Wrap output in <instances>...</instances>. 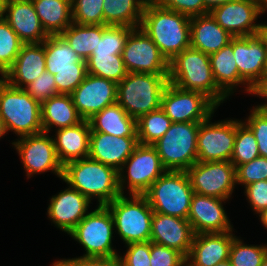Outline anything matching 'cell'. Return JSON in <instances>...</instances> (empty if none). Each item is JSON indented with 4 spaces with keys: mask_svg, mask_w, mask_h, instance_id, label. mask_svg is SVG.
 Returning <instances> with one entry per match:
<instances>
[{
    "mask_svg": "<svg viewBox=\"0 0 267 266\" xmlns=\"http://www.w3.org/2000/svg\"><path fill=\"white\" fill-rule=\"evenodd\" d=\"M190 19L191 17L185 14L163 8L148 0L140 28L170 62L176 55L190 47Z\"/></svg>",
    "mask_w": 267,
    "mask_h": 266,
    "instance_id": "obj_1",
    "label": "cell"
},
{
    "mask_svg": "<svg viewBox=\"0 0 267 266\" xmlns=\"http://www.w3.org/2000/svg\"><path fill=\"white\" fill-rule=\"evenodd\" d=\"M118 171L111 166L86 157L70 161L63 166L62 179L90 201L107 205L121 195Z\"/></svg>",
    "mask_w": 267,
    "mask_h": 266,
    "instance_id": "obj_2",
    "label": "cell"
},
{
    "mask_svg": "<svg viewBox=\"0 0 267 266\" xmlns=\"http://www.w3.org/2000/svg\"><path fill=\"white\" fill-rule=\"evenodd\" d=\"M168 82L184 90L201 92L218 107L229 98L215 83L209 54L191 47L169 62Z\"/></svg>",
    "mask_w": 267,
    "mask_h": 266,
    "instance_id": "obj_3",
    "label": "cell"
},
{
    "mask_svg": "<svg viewBox=\"0 0 267 266\" xmlns=\"http://www.w3.org/2000/svg\"><path fill=\"white\" fill-rule=\"evenodd\" d=\"M168 74L128 73L117 83V103L138 120L142 115L161 108Z\"/></svg>",
    "mask_w": 267,
    "mask_h": 266,
    "instance_id": "obj_4",
    "label": "cell"
},
{
    "mask_svg": "<svg viewBox=\"0 0 267 266\" xmlns=\"http://www.w3.org/2000/svg\"><path fill=\"white\" fill-rule=\"evenodd\" d=\"M0 118L7 133L14 132L18 138L43 132L41 104L22 88L0 80Z\"/></svg>",
    "mask_w": 267,
    "mask_h": 266,
    "instance_id": "obj_5",
    "label": "cell"
},
{
    "mask_svg": "<svg viewBox=\"0 0 267 266\" xmlns=\"http://www.w3.org/2000/svg\"><path fill=\"white\" fill-rule=\"evenodd\" d=\"M106 206L113 216L115 233L125 245L150 241L154 211L144 195L121 194Z\"/></svg>",
    "mask_w": 267,
    "mask_h": 266,
    "instance_id": "obj_6",
    "label": "cell"
},
{
    "mask_svg": "<svg viewBox=\"0 0 267 266\" xmlns=\"http://www.w3.org/2000/svg\"><path fill=\"white\" fill-rule=\"evenodd\" d=\"M193 194L186 171H166L143 195L154 212L187 219Z\"/></svg>",
    "mask_w": 267,
    "mask_h": 266,
    "instance_id": "obj_7",
    "label": "cell"
},
{
    "mask_svg": "<svg viewBox=\"0 0 267 266\" xmlns=\"http://www.w3.org/2000/svg\"><path fill=\"white\" fill-rule=\"evenodd\" d=\"M200 122L172 123L153 146L167 171H187L197 162V135Z\"/></svg>",
    "mask_w": 267,
    "mask_h": 266,
    "instance_id": "obj_8",
    "label": "cell"
},
{
    "mask_svg": "<svg viewBox=\"0 0 267 266\" xmlns=\"http://www.w3.org/2000/svg\"><path fill=\"white\" fill-rule=\"evenodd\" d=\"M114 220L106 205H97L68 234L86 251L83 257H113Z\"/></svg>",
    "mask_w": 267,
    "mask_h": 266,
    "instance_id": "obj_9",
    "label": "cell"
},
{
    "mask_svg": "<svg viewBox=\"0 0 267 266\" xmlns=\"http://www.w3.org/2000/svg\"><path fill=\"white\" fill-rule=\"evenodd\" d=\"M166 171L155 147L139 143L118 171L120 192L143 195Z\"/></svg>",
    "mask_w": 267,
    "mask_h": 266,
    "instance_id": "obj_10",
    "label": "cell"
},
{
    "mask_svg": "<svg viewBox=\"0 0 267 266\" xmlns=\"http://www.w3.org/2000/svg\"><path fill=\"white\" fill-rule=\"evenodd\" d=\"M46 132L22 136L12 142L27 178L34 174L53 172L62 179L63 165L59 161L52 136Z\"/></svg>",
    "mask_w": 267,
    "mask_h": 266,
    "instance_id": "obj_11",
    "label": "cell"
},
{
    "mask_svg": "<svg viewBox=\"0 0 267 266\" xmlns=\"http://www.w3.org/2000/svg\"><path fill=\"white\" fill-rule=\"evenodd\" d=\"M194 193L229 200L237 186L230 161L195 162L186 171Z\"/></svg>",
    "mask_w": 267,
    "mask_h": 266,
    "instance_id": "obj_12",
    "label": "cell"
},
{
    "mask_svg": "<svg viewBox=\"0 0 267 266\" xmlns=\"http://www.w3.org/2000/svg\"><path fill=\"white\" fill-rule=\"evenodd\" d=\"M218 106L205 94L184 90L168 82L161 100V109L176 122H203Z\"/></svg>",
    "mask_w": 267,
    "mask_h": 266,
    "instance_id": "obj_13",
    "label": "cell"
},
{
    "mask_svg": "<svg viewBox=\"0 0 267 266\" xmlns=\"http://www.w3.org/2000/svg\"><path fill=\"white\" fill-rule=\"evenodd\" d=\"M213 115L214 113L200 122L197 135V160L230 161L236 137V119L211 122Z\"/></svg>",
    "mask_w": 267,
    "mask_h": 266,
    "instance_id": "obj_14",
    "label": "cell"
},
{
    "mask_svg": "<svg viewBox=\"0 0 267 266\" xmlns=\"http://www.w3.org/2000/svg\"><path fill=\"white\" fill-rule=\"evenodd\" d=\"M122 58L128 73L169 74V62L140 27L129 34Z\"/></svg>",
    "mask_w": 267,
    "mask_h": 266,
    "instance_id": "obj_15",
    "label": "cell"
},
{
    "mask_svg": "<svg viewBox=\"0 0 267 266\" xmlns=\"http://www.w3.org/2000/svg\"><path fill=\"white\" fill-rule=\"evenodd\" d=\"M210 14L233 37H248L262 33L264 23H256L261 16L257 0H234L214 8Z\"/></svg>",
    "mask_w": 267,
    "mask_h": 266,
    "instance_id": "obj_16",
    "label": "cell"
},
{
    "mask_svg": "<svg viewBox=\"0 0 267 266\" xmlns=\"http://www.w3.org/2000/svg\"><path fill=\"white\" fill-rule=\"evenodd\" d=\"M233 54L241 79L253 90L260 83L267 62V32L233 37Z\"/></svg>",
    "mask_w": 267,
    "mask_h": 266,
    "instance_id": "obj_17",
    "label": "cell"
},
{
    "mask_svg": "<svg viewBox=\"0 0 267 266\" xmlns=\"http://www.w3.org/2000/svg\"><path fill=\"white\" fill-rule=\"evenodd\" d=\"M71 97L82 119L89 120L105 107L117 103V83L87 74Z\"/></svg>",
    "mask_w": 267,
    "mask_h": 266,
    "instance_id": "obj_18",
    "label": "cell"
},
{
    "mask_svg": "<svg viewBox=\"0 0 267 266\" xmlns=\"http://www.w3.org/2000/svg\"><path fill=\"white\" fill-rule=\"evenodd\" d=\"M226 199L193 194L187 220L194 234L234 231L223 204Z\"/></svg>",
    "mask_w": 267,
    "mask_h": 266,
    "instance_id": "obj_19",
    "label": "cell"
},
{
    "mask_svg": "<svg viewBox=\"0 0 267 266\" xmlns=\"http://www.w3.org/2000/svg\"><path fill=\"white\" fill-rule=\"evenodd\" d=\"M67 186L49 198L47 215L54 226L68 235L90 212L92 202L76 189Z\"/></svg>",
    "mask_w": 267,
    "mask_h": 266,
    "instance_id": "obj_20",
    "label": "cell"
},
{
    "mask_svg": "<svg viewBox=\"0 0 267 266\" xmlns=\"http://www.w3.org/2000/svg\"><path fill=\"white\" fill-rule=\"evenodd\" d=\"M194 235L187 219L154 212L151 221V242L175 249L187 258Z\"/></svg>",
    "mask_w": 267,
    "mask_h": 266,
    "instance_id": "obj_21",
    "label": "cell"
},
{
    "mask_svg": "<svg viewBox=\"0 0 267 266\" xmlns=\"http://www.w3.org/2000/svg\"><path fill=\"white\" fill-rule=\"evenodd\" d=\"M235 237L233 231L195 234L186 266H214L228 260Z\"/></svg>",
    "mask_w": 267,
    "mask_h": 266,
    "instance_id": "obj_22",
    "label": "cell"
},
{
    "mask_svg": "<svg viewBox=\"0 0 267 266\" xmlns=\"http://www.w3.org/2000/svg\"><path fill=\"white\" fill-rule=\"evenodd\" d=\"M4 20L24 44L41 43L49 37L35 12L32 0H6Z\"/></svg>",
    "mask_w": 267,
    "mask_h": 266,
    "instance_id": "obj_23",
    "label": "cell"
},
{
    "mask_svg": "<svg viewBox=\"0 0 267 266\" xmlns=\"http://www.w3.org/2000/svg\"><path fill=\"white\" fill-rule=\"evenodd\" d=\"M138 144V137H119L91 130L88 157L119 171Z\"/></svg>",
    "mask_w": 267,
    "mask_h": 266,
    "instance_id": "obj_24",
    "label": "cell"
},
{
    "mask_svg": "<svg viewBox=\"0 0 267 266\" xmlns=\"http://www.w3.org/2000/svg\"><path fill=\"white\" fill-rule=\"evenodd\" d=\"M45 70V41L23 44L14 64L2 78L10 85L24 89Z\"/></svg>",
    "mask_w": 267,
    "mask_h": 266,
    "instance_id": "obj_25",
    "label": "cell"
},
{
    "mask_svg": "<svg viewBox=\"0 0 267 266\" xmlns=\"http://www.w3.org/2000/svg\"><path fill=\"white\" fill-rule=\"evenodd\" d=\"M91 127L88 120L79 124L54 130L52 136L59 161L66 163L83 159L89 155Z\"/></svg>",
    "mask_w": 267,
    "mask_h": 266,
    "instance_id": "obj_26",
    "label": "cell"
},
{
    "mask_svg": "<svg viewBox=\"0 0 267 266\" xmlns=\"http://www.w3.org/2000/svg\"><path fill=\"white\" fill-rule=\"evenodd\" d=\"M232 38L210 13L190 19V47L193 49L210 55L226 46Z\"/></svg>",
    "mask_w": 267,
    "mask_h": 266,
    "instance_id": "obj_27",
    "label": "cell"
},
{
    "mask_svg": "<svg viewBox=\"0 0 267 266\" xmlns=\"http://www.w3.org/2000/svg\"><path fill=\"white\" fill-rule=\"evenodd\" d=\"M213 78L217 86L229 97L238 86H245L244 93L252 95L253 90L241 79L233 54V38L219 51L209 55Z\"/></svg>",
    "mask_w": 267,
    "mask_h": 266,
    "instance_id": "obj_28",
    "label": "cell"
},
{
    "mask_svg": "<svg viewBox=\"0 0 267 266\" xmlns=\"http://www.w3.org/2000/svg\"><path fill=\"white\" fill-rule=\"evenodd\" d=\"M83 119L77 112L71 94H58L41 104V123L43 132L50 133L61 128L72 127Z\"/></svg>",
    "mask_w": 267,
    "mask_h": 266,
    "instance_id": "obj_29",
    "label": "cell"
},
{
    "mask_svg": "<svg viewBox=\"0 0 267 266\" xmlns=\"http://www.w3.org/2000/svg\"><path fill=\"white\" fill-rule=\"evenodd\" d=\"M93 132L119 137H137V120L118 104L107 106L89 120Z\"/></svg>",
    "mask_w": 267,
    "mask_h": 266,
    "instance_id": "obj_30",
    "label": "cell"
},
{
    "mask_svg": "<svg viewBox=\"0 0 267 266\" xmlns=\"http://www.w3.org/2000/svg\"><path fill=\"white\" fill-rule=\"evenodd\" d=\"M32 3L48 35H60L73 22L72 0H32Z\"/></svg>",
    "mask_w": 267,
    "mask_h": 266,
    "instance_id": "obj_31",
    "label": "cell"
},
{
    "mask_svg": "<svg viewBox=\"0 0 267 266\" xmlns=\"http://www.w3.org/2000/svg\"><path fill=\"white\" fill-rule=\"evenodd\" d=\"M148 0H104V25L138 28Z\"/></svg>",
    "mask_w": 267,
    "mask_h": 266,
    "instance_id": "obj_32",
    "label": "cell"
},
{
    "mask_svg": "<svg viewBox=\"0 0 267 266\" xmlns=\"http://www.w3.org/2000/svg\"><path fill=\"white\" fill-rule=\"evenodd\" d=\"M46 71L76 69V63H86L61 35H49L45 40Z\"/></svg>",
    "mask_w": 267,
    "mask_h": 266,
    "instance_id": "obj_33",
    "label": "cell"
},
{
    "mask_svg": "<svg viewBox=\"0 0 267 266\" xmlns=\"http://www.w3.org/2000/svg\"><path fill=\"white\" fill-rule=\"evenodd\" d=\"M60 35L82 60H87L98 44V36H102V25H79L72 22Z\"/></svg>",
    "mask_w": 267,
    "mask_h": 266,
    "instance_id": "obj_34",
    "label": "cell"
},
{
    "mask_svg": "<svg viewBox=\"0 0 267 266\" xmlns=\"http://www.w3.org/2000/svg\"><path fill=\"white\" fill-rule=\"evenodd\" d=\"M171 124V119L161 108L142 115L137 120L138 142L153 145L166 133Z\"/></svg>",
    "mask_w": 267,
    "mask_h": 266,
    "instance_id": "obj_35",
    "label": "cell"
},
{
    "mask_svg": "<svg viewBox=\"0 0 267 266\" xmlns=\"http://www.w3.org/2000/svg\"><path fill=\"white\" fill-rule=\"evenodd\" d=\"M85 61L88 74L109 79L116 83L121 82L128 74L122 54L91 55Z\"/></svg>",
    "mask_w": 267,
    "mask_h": 266,
    "instance_id": "obj_36",
    "label": "cell"
},
{
    "mask_svg": "<svg viewBox=\"0 0 267 266\" xmlns=\"http://www.w3.org/2000/svg\"><path fill=\"white\" fill-rule=\"evenodd\" d=\"M259 156L257 140L252 130L242 120L236 119V137L230 162L237 167Z\"/></svg>",
    "mask_w": 267,
    "mask_h": 266,
    "instance_id": "obj_37",
    "label": "cell"
},
{
    "mask_svg": "<svg viewBox=\"0 0 267 266\" xmlns=\"http://www.w3.org/2000/svg\"><path fill=\"white\" fill-rule=\"evenodd\" d=\"M135 28L119 25H102V36L91 55L122 54L129 34Z\"/></svg>",
    "mask_w": 267,
    "mask_h": 266,
    "instance_id": "obj_38",
    "label": "cell"
},
{
    "mask_svg": "<svg viewBox=\"0 0 267 266\" xmlns=\"http://www.w3.org/2000/svg\"><path fill=\"white\" fill-rule=\"evenodd\" d=\"M23 42L16 32L3 19L0 21V75L4 74L14 64Z\"/></svg>",
    "mask_w": 267,
    "mask_h": 266,
    "instance_id": "obj_39",
    "label": "cell"
},
{
    "mask_svg": "<svg viewBox=\"0 0 267 266\" xmlns=\"http://www.w3.org/2000/svg\"><path fill=\"white\" fill-rule=\"evenodd\" d=\"M267 245H247L239 237L233 239L229 260L232 266H261Z\"/></svg>",
    "mask_w": 267,
    "mask_h": 266,
    "instance_id": "obj_40",
    "label": "cell"
},
{
    "mask_svg": "<svg viewBox=\"0 0 267 266\" xmlns=\"http://www.w3.org/2000/svg\"><path fill=\"white\" fill-rule=\"evenodd\" d=\"M104 0H72V20L79 25H104Z\"/></svg>",
    "mask_w": 267,
    "mask_h": 266,
    "instance_id": "obj_41",
    "label": "cell"
},
{
    "mask_svg": "<svg viewBox=\"0 0 267 266\" xmlns=\"http://www.w3.org/2000/svg\"><path fill=\"white\" fill-rule=\"evenodd\" d=\"M242 121L252 130L260 156L267 158V109L252 106L250 115Z\"/></svg>",
    "mask_w": 267,
    "mask_h": 266,
    "instance_id": "obj_42",
    "label": "cell"
},
{
    "mask_svg": "<svg viewBox=\"0 0 267 266\" xmlns=\"http://www.w3.org/2000/svg\"><path fill=\"white\" fill-rule=\"evenodd\" d=\"M86 63H76V69L53 71L58 94H71L87 76Z\"/></svg>",
    "mask_w": 267,
    "mask_h": 266,
    "instance_id": "obj_43",
    "label": "cell"
},
{
    "mask_svg": "<svg viewBox=\"0 0 267 266\" xmlns=\"http://www.w3.org/2000/svg\"><path fill=\"white\" fill-rule=\"evenodd\" d=\"M260 180H267V158L257 157L254 160L236 167V182L242 187Z\"/></svg>",
    "mask_w": 267,
    "mask_h": 266,
    "instance_id": "obj_44",
    "label": "cell"
},
{
    "mask_svg": "<svg viewBox=\"0 0 267 266\" xmlns=\"http://www.w3.org/2000/svg\"><path fill=\"white\" fill-rule=\"evenodd\" d=\"M24 89L40 104L58 95L54 75L46 70Z\"/></svg>",
    "mask_w": 267,
    "mask_h": 266,
    "instance_id": "obj_45",
    "label": "cell"
},
{
    "mask_svg": "<svg viewBox=\"0 0 267 266\" xmlns=\"http://www.w3.org/2000/svg\"><path fill=\"white\" fill-rule=\"evenodd\" d=\"M150 266H186V258L177 250L150 241Z\"/></svg>",
    "mask_w": 267,
    "mask_h": 266,
    "instance_id": "obj_46",
    "label": "cell"
},
{
    "mask_svg": "<svg viewBox=\"0 0 267 266\" xmlns=\"http://www.w3.org/2000/svg\"><path fill=\"white\" fill-rule=\"evenodd\" d=\"M124 255L120 256L122 266H150V241L126 245Z\"/></svg>",
    "mask_w": 267,
    "mask_h": 266,
    "instance_id": "obj_47",
    "label": "cell"
},
{
    "mask_svg": "<svg viewBox=\"0 0 267 266\" xmlns=\"http://www.w3.org/2000/svg\"><path fill=\"white\" fill-rule=\"evenodd\" d=\"M155 4L185 14L189 17L206 15L209 12L205 9L203 0H151Z\"/></svg>",
    "mask_w": 267,
    "mask_h": 266,
    "instance_id": "obj_48",
    "label": "cell"
},
{
    "mask_svg": "<svg viewBox=\"0 0 267 266\" xmlns=\"http://www.w3.org/2000/svg\"><path fill=\"white\" fill-rule=\"evenodd\" d=\"M244 188L246 200L255 214L267 208V180L252 182Z\"/></svg>",
    "mask_w": 267,
    "mask_h": 266,
    "instance_id": "obj_49",
    "label": "cell"
},
{
    "mask_svg": "<svg viewBox=\"0 0 267 266\" xmlns=\"http://www.w3.org/2000/svg\"><path fill=\"white\" fill-rule=\"evenodd\" d=\"M58 266H122L119 255L113 257H74L57 260Z\"/></svg>",
    "mask_w": 267,
    "mask_h": 266,
    "instance_id": "obj_50",
    "label": "cell"
},
{
    "mask_svg": "<svg viewBox=\"0 0 267 266\" xmlns=\"http://www.w3.org/2000/svg\"><path fill=\"white\" fill-rule=\"evenodd\" d=\"M252 95L264 98L263 104H258L260 108L267 109V80H261L260 83L253 89Z\"/></svg>",
    "mask_w": 267,
    "mask_h": 266,
    "instance_id": "obj_51",
    "label": "cell"
},
{
    "mask_svg": "<svg viewBox=\"0 0 267 266\" xmlns=\"http://www.w3.org/2000/svg\"><path fill=\"white\" fill-rule=\"evenodd\" d=\"M205 9L210 13L214 8L234 0H203Z\"/></svg>",
    "mask_w": 267,
    "mask_h": 266,
    "instance_id": "obj_52",
    "label": "cell"
},
{
    "mask_svg": "<svg viewBox=\"0 0 267 266\" xmlns=\"http://www.w3.org/2000/svg\"><path fill=\"white\" fill-rule=\"evenodd\" d=\"M260 223L267 229V208L264 209L259 214Z\"/></svg>",
    "mask_w": 267,
    "mask_h": 266,
    "instance_id": "obj_53",
    "label": "cell"
},
{
    "mask_svg": "<svg viewBox=\"0 0 267 266\" xmlns=\"http://www.w3.org/2000/svg\"><path fill=\"white\" fill-rule=\"evenodd\" d=\"M260 14H264L267 11V0H257Z\"/></svg>",
    "mask_w": 267,
    "mask_h": 266,
    "instance_id": "obj_54",
    "label": "cell"
},
{
    "mask_svg": "<svg viewBox=\"0 0 267 266\" xmlns=\"http://www.w3.org/2000/svg\"><path fill=\"white\" fill-rule=\"evenodd\" d=\"M5 2L6 0H0V21L4 19Z\"/></svg>",
    "mask_w": 267,
    "mask_h": 266,
    "instance_id": "obj_55",
    "label": "cell"
},
{
    "mask_svg": "<svg viewBox=\"0 0 267 266\" xmlns=\"http://www.w3.org/2000/svg\"><path fill=\"white\" fill-rule=\"evenodd\" d=\"M6 134H7V131H6L5 125L2 119L0 118V138H2Z\"/></svg>",
    "mask_w": 267,
    "mask_h": 266,
    "instance_id": "obj_56",
    "label": "cell"
},
{
    "mask_svg": "<svg viewBox=\"0 0 267 266\" xmlns=\"http://www.w3.org/2000/svg\"><path fill=\"white\" fill-rule=\"evenodd\" d=\"M214 266H232V265H231L230 260L228 259V260H225L223 262H220V263H218V264H216Z\"/></svg>",
    "mask_w": 267,
    "mask_h": 266,
    "instance_id": "obj_57",
    "label": "cell"
},
{
    "mask_svg": "<svg viewBox=\"0 0 267 266\" xmlns=\"http://www.w3.org/2000/svg\"><path fill=\"white\" fill-rule=\"evenodd\" d=\"M261 80H267V62L265 64V69H264V73L262 75V79Z\"/></svg>",
    "mask_w": 267,
    "mask_h": 266,
    "instance_id": "obj_58",
    "label": "cell"
},
{
    "mask_svg": "<svg viewBox=\"0 0 267 266\" xmlns=\"http://www.w3.org/2000/svg\"><path fill=\"white\" fill-rule=\"evenodd\" d=\"M261 266H267V255L264 257Z\"/></svg>",
    "mask_w": 267,
    "mask_h": 266,
    "instance_id": "obj_59",
    "label": "cell"
},
{
    "mask_svg": "<svg viewBox=\"0 0 267 266\" xmlns=\"http://www.w3.org/2000/svg\"><path fill=\"white\" fill-rule=\"evenodd\" d=\"M51 266H58L57 260L55 262H53Z\"/></svg>",
    "mask_w": 267,
    "mask_h": 266,
    "instance_id": "obj_60",
    "label": "cell"
},
{
    "mask_svg": "<svg viewBox=\"0 0 267 266\" xmlns=\"http://www.w3.org/2000/svg\"><path fill=\"white\" fill-rule=\"evenodd\" d=\"M265 31L267 32V23L265 24Z\"/></svg>",
    "mask_w": 267,
    "mask_h": 266,
    "instance_id": "obj_61",
    "label": "cell"
}]
</instances>
